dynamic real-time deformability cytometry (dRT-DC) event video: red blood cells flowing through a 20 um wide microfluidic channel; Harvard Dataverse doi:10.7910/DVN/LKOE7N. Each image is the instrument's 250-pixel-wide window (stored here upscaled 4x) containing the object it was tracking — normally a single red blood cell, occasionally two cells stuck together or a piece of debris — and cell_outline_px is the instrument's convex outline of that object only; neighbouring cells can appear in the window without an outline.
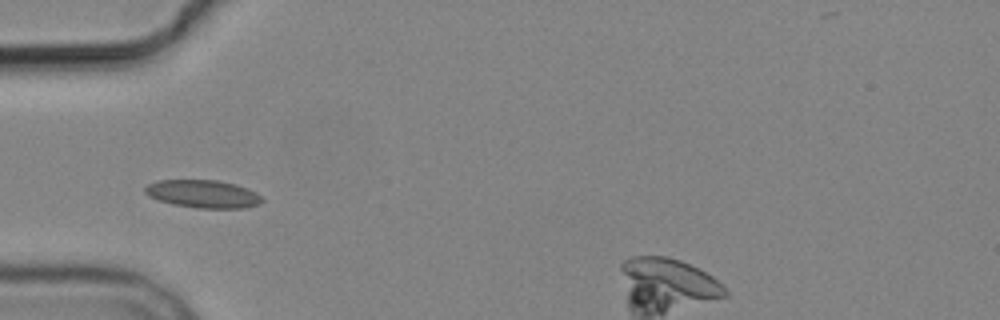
{"species": "common noctule bat (a hibernating species)", "species_latin": "Nyctalus noctula", "temperature_condition": "cold", "stored_images_in_passage": 5, "camera_frame_rate_fps": 3000, "um_per_image_px": 0.085, "animal": {"sex": "male", "body_mass_g": 19.2, "forearm_length_mm": 51.8}, "frame": {"image": 1, "passage_image": 3, "time_ms": 2.667, "image_size_px": [1000, 320], "cell_outline_px": [[264, 200], [260, 204], [244, 208], [196, 208], [172, 204], [148, 196], [144, 192], [144, 188], [148, 184], [156, 180], [216, 180], [236, 184], [256, 192]], "centroid_in_image_um": [17.25, 16.48], "position_along_channel_um": 67.7, "area_um2": 19.07}}
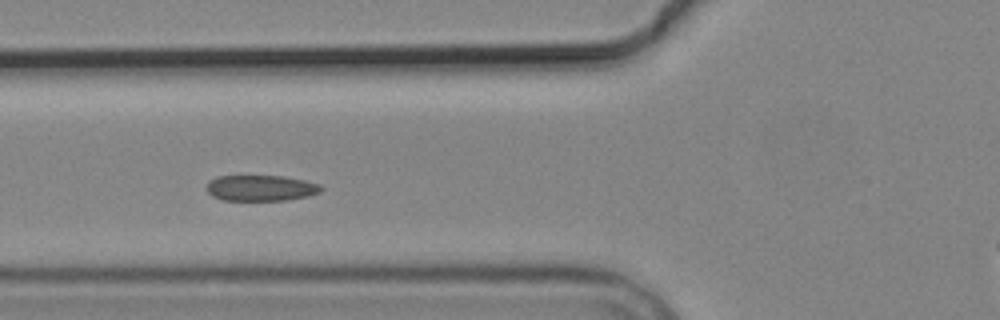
{"frame": {"image": 2, "passage_image": 4, "time_ms": 3.667, "image_size_px": [1000, 320], "cell_outline_px": [[324, 188], [320, 192], [308, 196], [288, 200], [224, 200], [212, 196], [208, 192], [208, 180], [216, 176], [284, 176], [304, 180], [320, 184]], "centroid_in_image_um": [22.19, 15.98], "position_along_channel_um": 103.6, "area_um2": 17.28}}
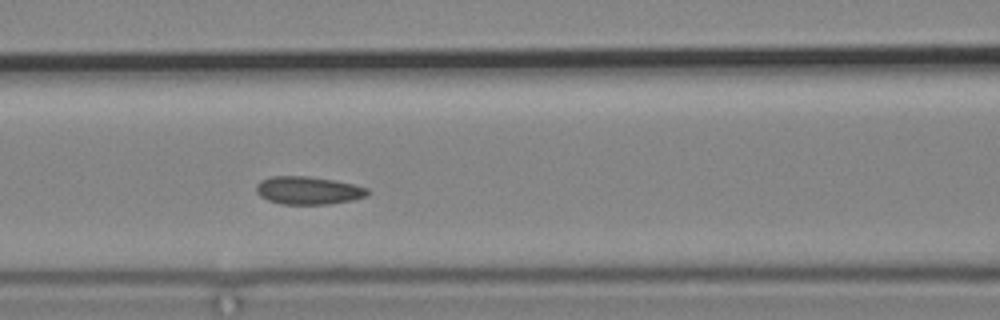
{"frame": {"image": 3, "passage_image": 5, "time_ms": 4.667, "image_size_px": [1000, 320], "cell_outline_px": [[372, 192], [368, 196], [352, 200], [328, 204], [284, 204], [268, 200], [260, 196], [256, 192], [256, 184], [260, 180], [272, 176], [308, 176], [332, 180], [352, 184], [368, 188]], "centroid_in_image_um": [26.21, 16.18], "position_along_channel_um": 140.4, "area_um2": 18.15}}